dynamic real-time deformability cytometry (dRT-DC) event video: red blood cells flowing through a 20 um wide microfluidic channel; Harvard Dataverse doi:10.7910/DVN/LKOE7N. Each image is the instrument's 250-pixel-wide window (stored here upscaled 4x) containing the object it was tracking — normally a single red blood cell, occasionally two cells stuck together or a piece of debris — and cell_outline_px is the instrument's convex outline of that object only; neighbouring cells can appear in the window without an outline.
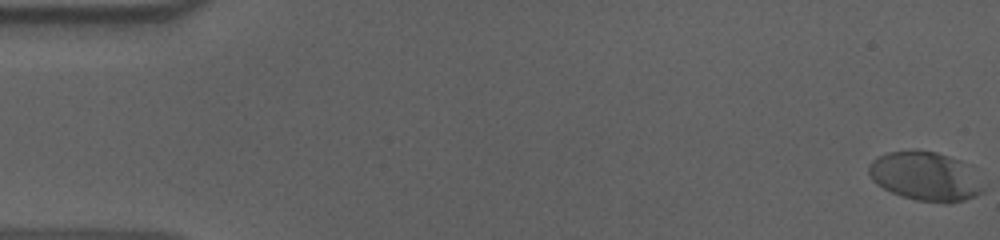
{"species": "human", "species_latin": "Homo sapiens", "temperature_condition": "cold", "stored_images_in_passage": 57, "camera_frame_rate_fps": 3000, "um_per_image_px": 0.085, "donor": {"sex": "male"}, "frame": {"image": 1, "passage_image": 1, "time_ms": 0.0, "image_size_px": [1000, 240], "cell_outline_px": [[984, 192], [976, 196], [964, 200], [948, 204], [944, 204], [916, 200], [900, 196], [876, 184], [872, 180], [868, 172], [868, 164], [876, 156], [888, 152], [912, 148], [916, 148], [936, 152], [960, 160]], "centroid_in_image_um": [78.52, 14.98], "position_along_channel_um": 6.5, "area_um2": 32.54}}
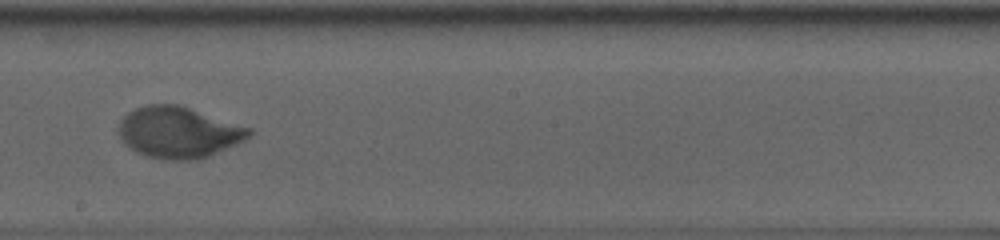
{"frame": {"image": 2, "passage_image": 33, "time_ms": 10.667, "image_size_px": [1000, 240], "cell_outline_px": [[252, 132], [244, 140], [236, 144], [208, 156], [196, 160], [168, 160], [148, 156], [136, 152], [124, 144], [116, 128], [120, 120], [128, 112], [136, 108], [148, 104], [176, 104], [252, 128]], "centroid_in_image_um": [15.13, 11.25], "position_along_channel_um": 233.1, "area_um2": 38.78}}
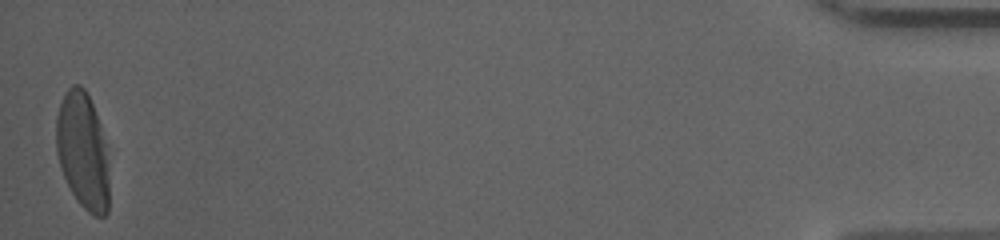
{"frame": {"image": 3, "passage_image": 57, "time_ms": 18.667, "image_size_px": [1000, 240], "cell_outline_px": [[108, 212], [104, 216], [96, 216], [88, 212], [76, 200], [60, 168], [56, 152], [56, 116], [64, 92], [72, 84], [80, 84], [84, 88], [92, 104], [100, 124], [108, 180]], "centroid_in_image_um": [6.98, 12.81], "position_along_channel_um": 428.2, "area_um2": 35.43}, "authors_computed_cell_mechanics": {"area_um2": 36.8186, "velocity_mm_per_s": 3.6097, "shape_relaxation_time_tau1_ms": 3.3671, "shape_relaxation_time_tau2_ms": null, "deformation_change_tau1": 0.1788, "deformation_change_tau2": null}}